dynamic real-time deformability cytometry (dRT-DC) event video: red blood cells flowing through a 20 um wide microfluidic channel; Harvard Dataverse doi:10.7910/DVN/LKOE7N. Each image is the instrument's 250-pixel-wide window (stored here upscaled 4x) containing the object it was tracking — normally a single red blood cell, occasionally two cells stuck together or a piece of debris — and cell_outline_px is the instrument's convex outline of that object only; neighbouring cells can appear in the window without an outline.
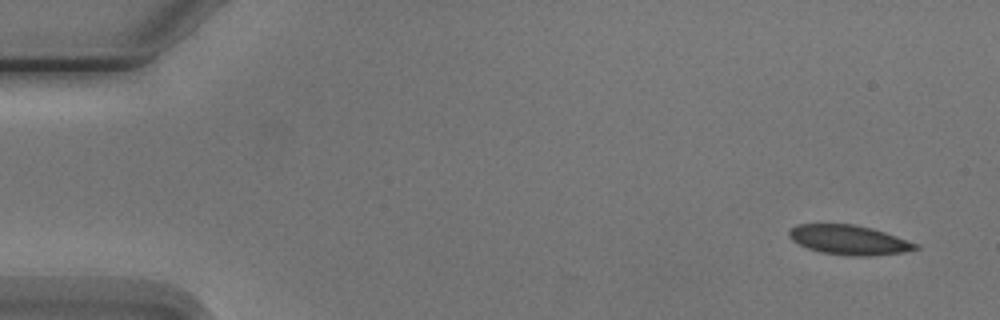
{"species": "Egyptian fruit bat (a non-hibernating species)", "species_latin": "Rousettus aegyptiacus", "temperature_condition": "cold", "stored_images_in_passage": 6, "camera_frame_rate_fps": 3000, "um_per_image_px": 0.085, "animal": {"sex": "male"}, "frame": {"image": 1, "passage_image": 1, "time_ms": 0.0, "image_size_px": [1000, 320], "cell_outline_px": [[920, 248], [904, 252], [872, 256], [848, 256], [820, 252], [808, 248], [792, 240], [788, 236], [788, 232], [796, 224], [852, 224], [872, 228], [920, 244]], "centroid_in_image_um": [72.19, 20.4], "position_along_channel_um": 12.8, "area_um2": 21.85}}
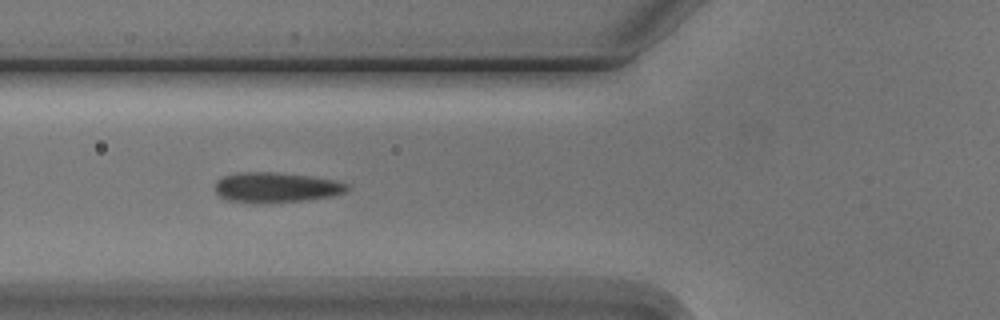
{"frame": {"image": 2, "passage_image": 5, "time_ms": 5.667, "image_size_px": [1000, 320], "cell_outline_px": [[348, 188], [344, 192], [332, 196], [304, 200], [252, 204], [228, 200], [220, 196], [216, 192], [216, 180], [224, 176], [240, 172], [276, 172], [308, 176], [336, 180], [348, 184]], "centroid_in_image_um": [23.44, 15.93], "position_along_channel_um": 102.4, "area_um2": 23.18}}
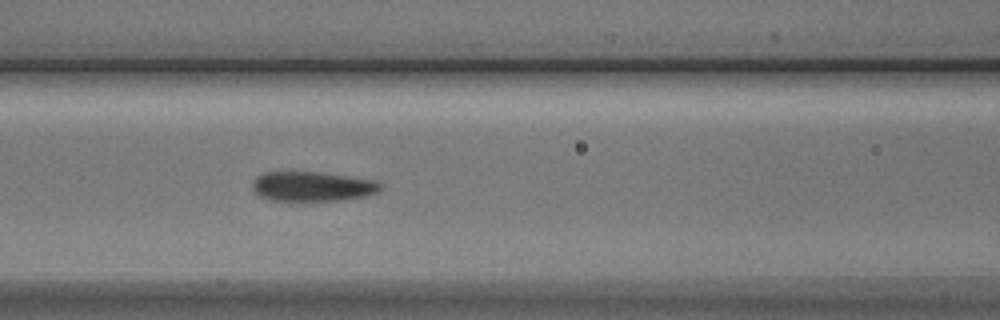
{"frame": {"image": 3, "passage_image": 6, "time_ms": 6.667, "image_size_px": [1000, 320], "cell_outline_px": [[380, 188], [376, 192], [364, 196], [340, 200], [304, 204], [296, 204], [264, 200], [252, 188], [252, 184], [256, 176], [268, 172], [320, 172], [376, 180], [380, 184]], "centroid_in_image_um": [26.46, 15.91], "position_along_channel_um": 140.1, "area_um2": 23.12}}